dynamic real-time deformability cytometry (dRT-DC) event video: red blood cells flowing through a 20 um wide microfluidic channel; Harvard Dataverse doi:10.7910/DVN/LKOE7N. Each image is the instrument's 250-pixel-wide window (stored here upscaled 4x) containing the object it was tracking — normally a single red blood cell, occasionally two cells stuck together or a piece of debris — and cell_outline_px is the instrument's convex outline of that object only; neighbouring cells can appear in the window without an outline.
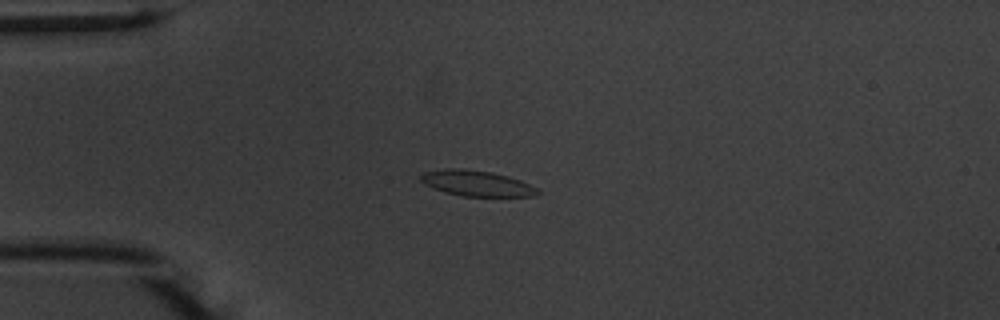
{"species": "common noctule bat (a hibernating species)", "species_latin": "Nyctalus noctula", "temperature_condition": "warm", "stored_images_in_passage": 43, "camera_frame_rate_fps": 3000, "um_per_image_px": 0.085, "animal": {"sex": "male", "body_mass_g": 20.1, "forearm_length_mm": 53.5}, "frame": {"image": 1, "passage_image": 3, "time_ms": 0.667, "image_size_px": [1000, 320], "cell_outline_px": [[540, 192], [532, 196], [464, 196], [444, 192], [432, 188], [424, 184], [420, 180], [420, 176], [424, 172], [444, 168], [464, 168], [492, 172], [508, 176], [520, 180], [540, 188]], "centroid_in_image_um": [40.51, 15.57], "position_along_channel_um": 44.5, "area_um2": 17.63}}
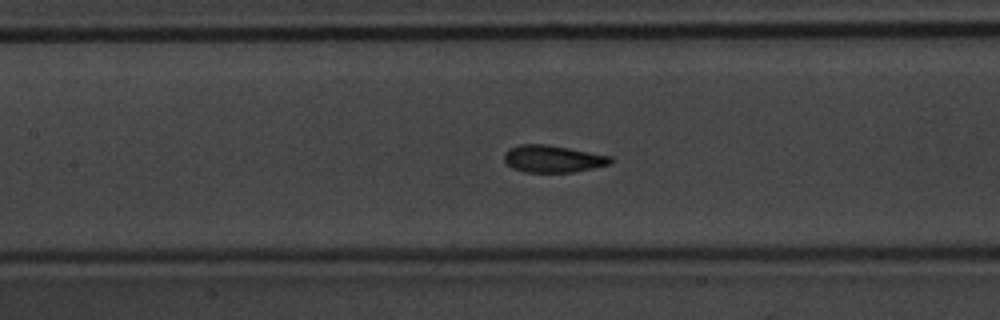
{"frame": {"image": 2, "passage_image": 14, "time_ms": 4.333, "image_size_px": [1000, 320], "cell_outline_px": [[616, 160], [612, 164], [572, 172], [524, 172], [512, 168], [504, 160], [504, 152], [508, 148], [520, 144], [548, 144], [612, 156]], "centroid_in_image_um": [47.01, 13.49], "position_along_channel_um": 160.4, "area_um2": 17.05}}
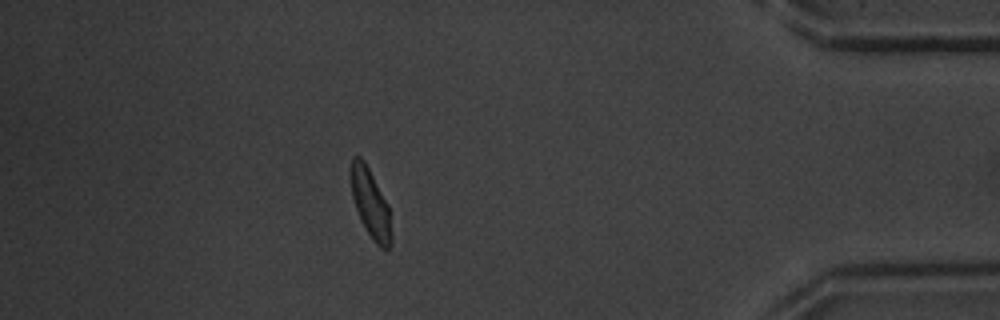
{"frame": {"image": 3, "passage_image": 37, "time_ms": 12.0, "image_size_px": [1000, 320], "cell_outline_px": [[392, 244], [388, 248], [380, 248], [372, 240], [364, 228], [356, 208], [352, 196], [352, 156], [360, 156], [364, 160], [388, 204], [392, 236]], "centroid_in_image_um": [31.52, 17.36], "position_along_channel_um": 403.7, "area_um2": 16.01}, "authors_computed_cell_mechanics": {"area_um2": 16.8776, "velocity_mm_per_s": 3.7253, "shape_relaxation_time_tau1_ms": 2.0384, "shape_relaxation_time_tau2_ms": 1.0383, "deformation_change_tau1": 0.1121, "deformation_change_tau2": 0.0544}}